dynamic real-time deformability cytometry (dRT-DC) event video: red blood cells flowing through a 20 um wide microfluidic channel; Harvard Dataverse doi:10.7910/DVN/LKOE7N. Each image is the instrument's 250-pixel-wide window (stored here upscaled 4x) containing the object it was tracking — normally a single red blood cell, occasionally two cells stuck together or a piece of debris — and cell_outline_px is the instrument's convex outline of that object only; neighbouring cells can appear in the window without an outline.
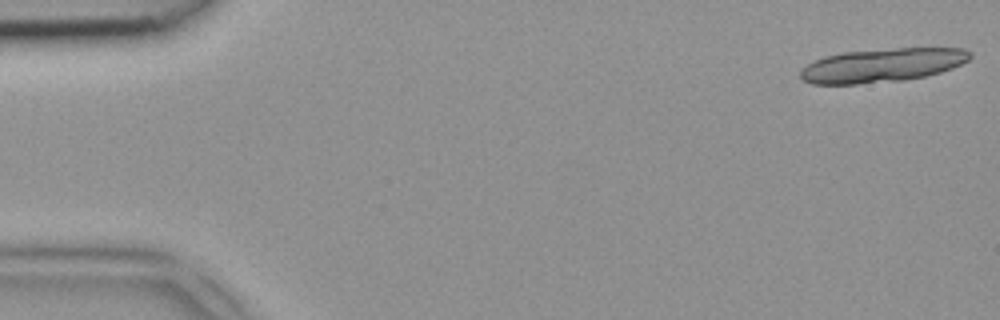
{"species": "common noctule bat (a hibernating species)", "species_latin": "Nyctalus noctula", "temperature_condition": "room temperature", "stored_images_in_passage": 13, "camera_frame_rate_fps": 3000, "um_per_image_px": 0.085, "animal": {"sex": "female", "body_mass_g": 18.4}, "frame": {"image": 1, "passage_image": 1, "time_ms": 0.0, "image_size_px": [1000, 320], "cell_outline_px": [[972, 56], [968, 60], [952, 68], [940, 72], [924, 76], [904, 80], [856, 84], [812, 84], [804, 80], [800, 76], [800, 72], [808, 64], [824, 56], [844, 52], [896, 48], [964, 48], [972, 52]], "centroid_in_image_um": [75.01, 5.54], "position_along_channel_um": 10.0, "area_um2": 33.18}}